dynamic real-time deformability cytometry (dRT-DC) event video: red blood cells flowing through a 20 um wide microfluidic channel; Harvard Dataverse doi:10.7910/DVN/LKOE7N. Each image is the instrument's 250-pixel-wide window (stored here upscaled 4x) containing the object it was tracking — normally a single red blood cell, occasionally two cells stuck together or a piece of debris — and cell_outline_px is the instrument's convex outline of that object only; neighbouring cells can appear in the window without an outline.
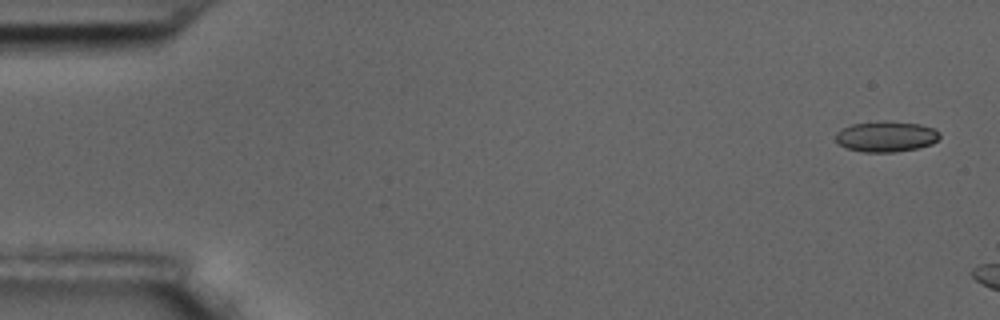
{"species": "common noctule bat (a hibernating species)", "species_latin": "Nyctalus noctula", "temperature_condition": "room temperature", "stored_images_in_passage": 3, "camera_frame_rate_fps": 3000, "um_per_image_px": 0.085, "animal": {"sex": "male", "body_mass_g": 17.5, "forearm_length_mm": 52.3}, "frame": {"image": 1, "passage_image": 1, "time_ms": 0.0, "image_size_px": [1000, 320], "cell_outline_px": [[940, 136], [932, 144], [916, 148], [896, 152], [864, 152], [844, 148], [836, 140], [836, 132], [852, 124], [884, 120], [920, 124], [932, 128], [940, 132]], "centroid_in_image_um": [75.31, 11.6], "position_along_channel_um": 9.7, "area_um2": 18.61}}